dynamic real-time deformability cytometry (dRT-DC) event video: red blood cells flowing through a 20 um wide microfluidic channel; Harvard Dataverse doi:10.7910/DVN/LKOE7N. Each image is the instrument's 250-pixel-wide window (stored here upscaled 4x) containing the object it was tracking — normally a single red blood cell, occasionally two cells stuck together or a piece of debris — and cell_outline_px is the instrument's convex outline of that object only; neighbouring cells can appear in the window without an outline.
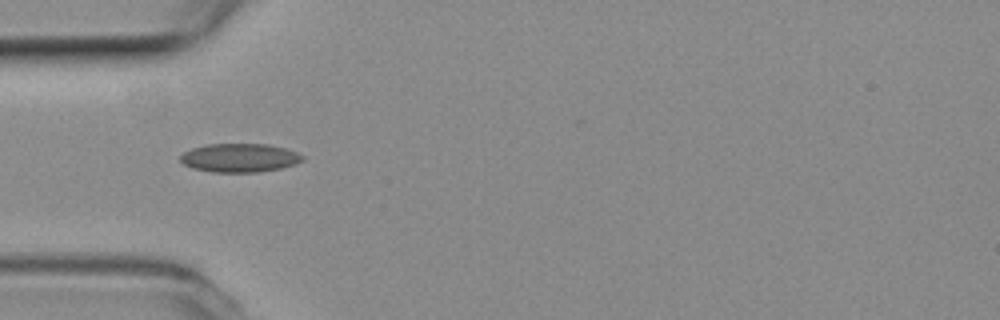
{"species": "common noctule bat (a hibernating species)", "species_latin": "Nyctalus noctula", "temperature_condition": "room temperature", "stored_images_in_passage": 9, "camera_frame_rate_fps": 3000, "um_per_image_px": 0.085, "animal": {"sex": "female", "body_mass_g": 19.3, "forearm_length_mm": 54.1}, "frame": {"image": 1, "passage_image": 5, "time_ms": 1.333, "image_size_px": [1000, 320], "cell_outline_px": [[304, 160], [296, 164], [280, 168], [260, 172], [212, 172], [192, 168], [184, 164], [180, 160], [180, 156], [184, 152], [192, 148], [208, 144], [268, 144], [284, 148], [296, 152], [304, 156]], "centroid_in_image_um": [20.37, 13.42], "position_along_channel_um": 64.6, "area_um2": 20.4}}
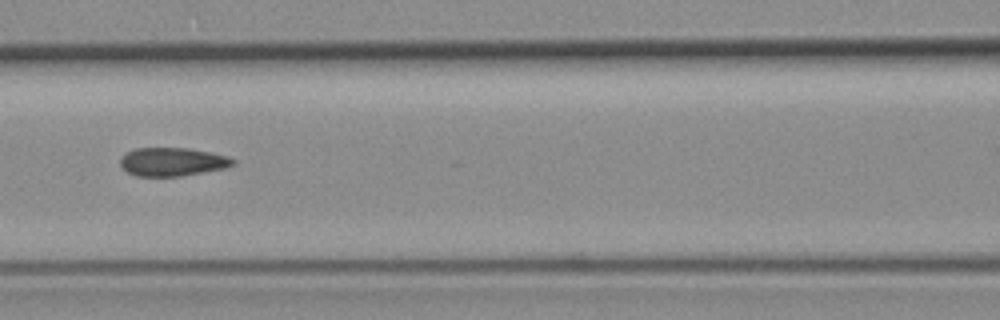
{"frame": {"image": 2, "passage_image": 7, "time_ms": 2.0, "image_size_px": [1000, 320], "cell_outline_px": [[236, 164], [224, 168], [180, 176], [136, 176], [128, 172], [120, 164], [120, 160], [128, 152], [136, 148], [188, 148], [228, 156], [236, 160]], "centroid_in_image_um": [14.68, 13.75], "position_along_channel_um": 151.9, "area_um2": 18.44}}
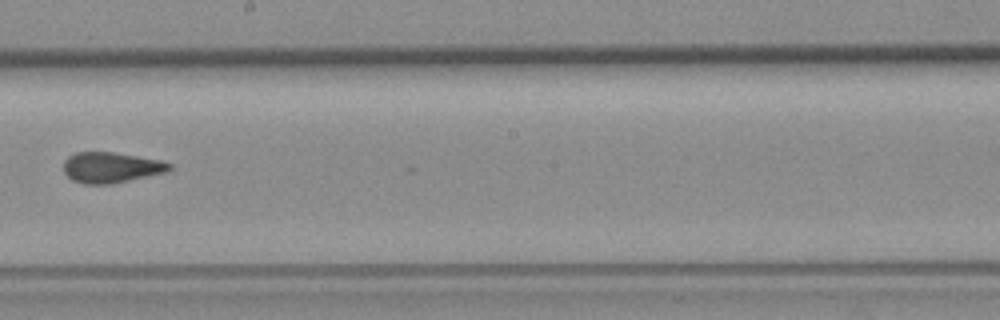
{"frame": {"image": 3, "passage_image": 9, "time_ms": 2.667, "image_size_px": [1000, 320], "cell_outline_px": [[172, 168], [168, 172], [108, 184], [84, 184], [72, 180], [64, 172], [64, 160], [68, 156], [76, 152], [112, 152], [164, 160], [172, 164]], "centroid_in_image_um": [9.47, 14.22], "position_along_channel_um": 238.7, "area_um2": 18.96}}